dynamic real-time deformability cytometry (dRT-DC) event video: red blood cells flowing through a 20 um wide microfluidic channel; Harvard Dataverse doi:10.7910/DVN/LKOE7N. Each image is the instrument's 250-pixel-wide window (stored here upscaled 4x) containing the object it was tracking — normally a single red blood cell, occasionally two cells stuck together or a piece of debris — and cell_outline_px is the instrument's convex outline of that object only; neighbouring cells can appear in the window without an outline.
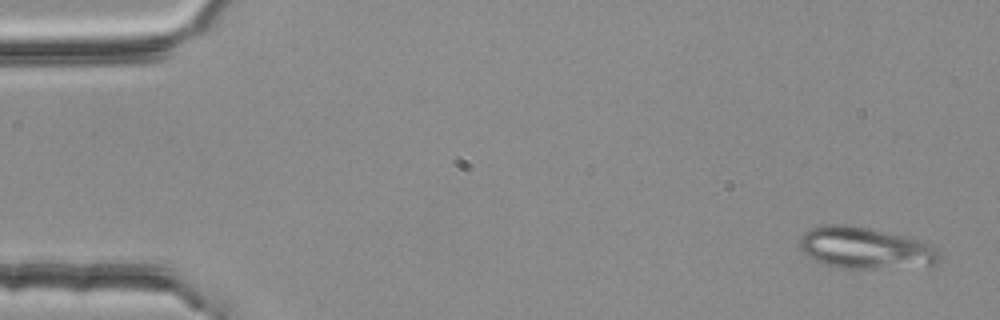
{"species": "common noctule bat (a hibernating species)", "species_latin": "Nyctalus noctula", "temperature_condition": "room temperature", "stored_images_in_passage": 4, "camera_frame_rate_fps": 3000, "um_per_image_px": 0.085, "animal": {"sex": "female", "body_mass_g": 25.1}, "frame": {"image": 1, "passage_image": 1, "time_ms": 0.0, "image_size_px": [1000, 320], "cell_outline_px": [[940, 260], [936, 264], [872, 268], [840, 268], [824, 264], [804, 256], [800, 252], [800, 236], [804, 232], [812, 228], [824, 224], [848, 224], [908, 236], [932, 244], [940, 252]], "centroid_in_image_um": [73.5, 21.06], "position_along_channel_um": 11.5, "area_um2": 34.04}}